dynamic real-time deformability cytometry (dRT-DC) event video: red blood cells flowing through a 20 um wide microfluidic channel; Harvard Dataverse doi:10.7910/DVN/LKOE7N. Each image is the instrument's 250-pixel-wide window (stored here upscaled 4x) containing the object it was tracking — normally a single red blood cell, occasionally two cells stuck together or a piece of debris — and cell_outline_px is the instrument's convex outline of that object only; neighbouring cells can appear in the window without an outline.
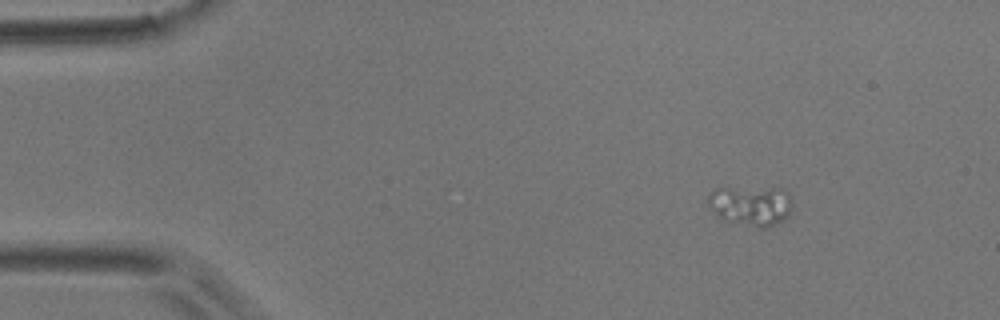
{"species": "common noctule bat (a hibernating species)", "species_latin": "Nyctalus noctula", "temperature_condition": "room temperature", "stored_images_in_passage": 51, "camera_frame_rate_fps": 3000, "um_per_image_px": 0.085, "animal": {"sex": "male", "body_mass_g": 17.9}, "frame": {"image": 1, "passage_image": 4, "time_ms": 1.0, "image_size_px": [1000, 320], "cell_outline_px": [[792, 208], [788, 216], [784, 220], [768, 228], [760, 228], [724, 220], [712, 212], [708, 204], [708, 196], [716, 188], [784, 188], [792, 196]], "centroid_in_image_um": [63.88, 17.48], "position_along_channel_um": 21.1, "area_um2": 19.94}}
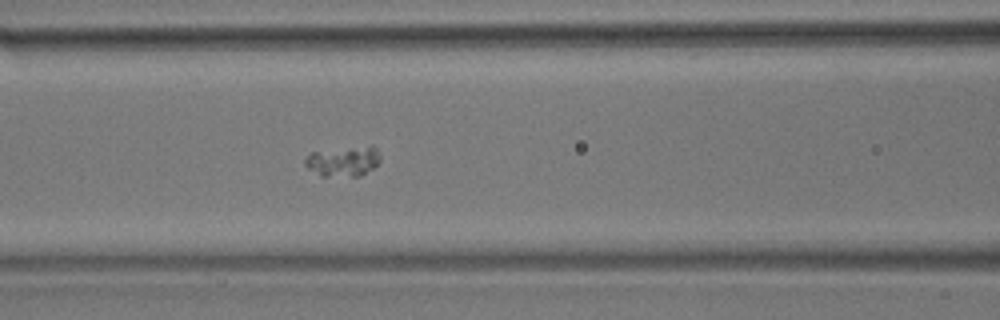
{"frame": {"image": 2, "passage_image": 20, "time_ms": 6.333, "image_size_px": [1000, 320], "cell_outline_px": [[380, 160], [372, 168], [360, 176], [320, 176], [308, 168], [304, 164], [304, 160], [312, 152], [372, 144], [376, 148], [380, 156]], "centroid_in_image_um": [29.19, 13.69], "position_along_channel_um": 137.4, "area_um2": 13.18}}
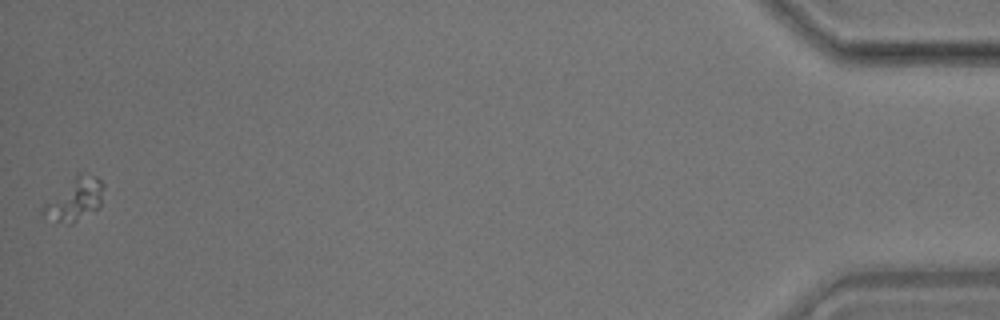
{"frame": {"image": 3, "passage_image": 51, "time_ms": 16.667, "image_size_px": [1000, 320], "cell_outline_px": [[104, 188], [100, 208], [72, 224], [68, 224], [56, 220], [40, 212], [44, 204], [76, 172], [80, 172], [96, 176], [104, 184]], "centroid_in_image_um": [6.4, 16.91], "position_along_channel_um": 428.8, "area_um2": 15.14}}